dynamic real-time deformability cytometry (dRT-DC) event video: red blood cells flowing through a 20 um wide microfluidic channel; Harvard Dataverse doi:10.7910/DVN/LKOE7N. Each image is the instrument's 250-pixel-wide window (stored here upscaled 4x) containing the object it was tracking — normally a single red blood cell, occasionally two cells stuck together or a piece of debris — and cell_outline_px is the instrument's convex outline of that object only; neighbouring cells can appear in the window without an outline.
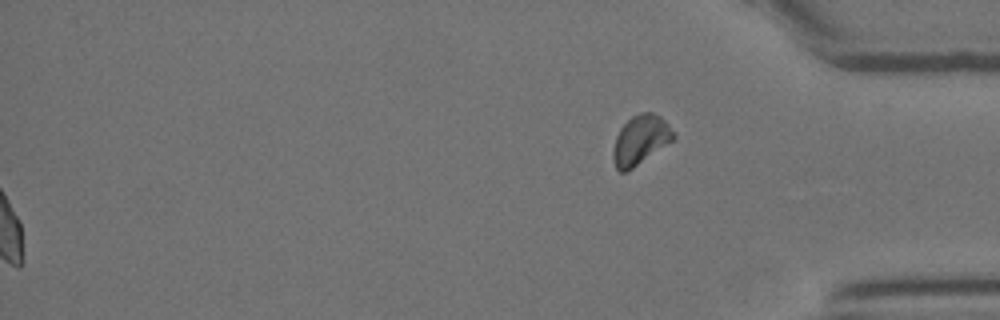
{"species": "Egyptian fruit bat (a non-hibernating species)", "species_latin": "Rousettus aegyptiacus", "temperature_condition": "room temperature", "stored_images_in_passage": 54, "segment_of_instrument_passage": [2, 2], "camera_frame_rate_fps": 3000, "um_per_image_px": 0.085, "animal": {"sex": "female"}, "frame": {"image": 1, "passage_image": 54, "time_ms": 17.667, "image_size_px": [1000, 320], "cell_outline_px": [[676, 136], [672, 140], [632, 168], [624, 172], [620, 172], [616, 168], [612, 160], [612, 148], [616, 136], [620, 128], [632, 116], [640, 112], [652, 112], [660, 116], [668, 124]], "centroid_in_image_um": [54.39, 11.88], "position_along_channel_um": 380.8, "area_um2": 17.11}}